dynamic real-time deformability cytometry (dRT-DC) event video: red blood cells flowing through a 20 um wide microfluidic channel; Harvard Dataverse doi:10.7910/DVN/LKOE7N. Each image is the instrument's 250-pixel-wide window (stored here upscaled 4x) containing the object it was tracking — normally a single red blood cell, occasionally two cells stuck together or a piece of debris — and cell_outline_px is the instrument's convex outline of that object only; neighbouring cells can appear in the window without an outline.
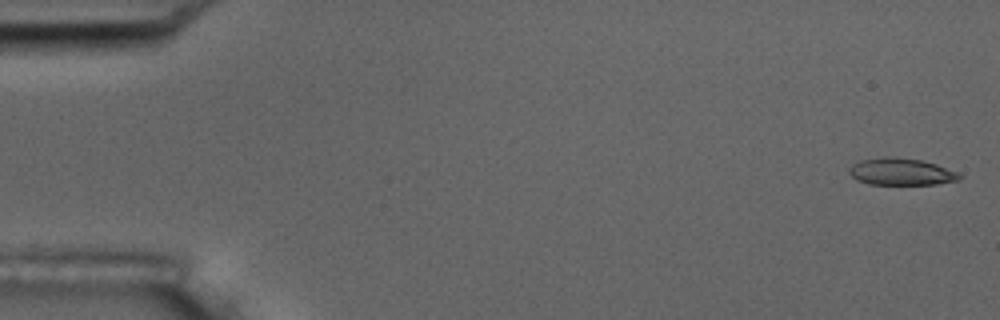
{"species": "common noctule bat (a hibernating species)", "species_latin": "Nyctalus noctula", "temperature_condition": "room temperature", "stored_images_in_passage": 6, "camera_frame_rate_fps": 3000, "um_per_image_px": 0.085, "animal": {"sex": "male", "body_mass_g": 17.5, "forearm_length_mm": 52.3}, "frame": {"image": 1, "passage_image": 1, "time_ms": 0.0, "image_size_px": [1000, 320], "cell_outline_px": [[964, 176], [960, 180], [936, 184], [868, 184], [856, 180], [848, 172], [848, 168], [852, 164], [860, 160], [884, 156], [888, 156], [920, 160], [936, 164], [956, 172]], "centroid_in_image_um": [76.57, 14.6], "position_along_channel_um": 8.4, "area_um2": 17.4}}